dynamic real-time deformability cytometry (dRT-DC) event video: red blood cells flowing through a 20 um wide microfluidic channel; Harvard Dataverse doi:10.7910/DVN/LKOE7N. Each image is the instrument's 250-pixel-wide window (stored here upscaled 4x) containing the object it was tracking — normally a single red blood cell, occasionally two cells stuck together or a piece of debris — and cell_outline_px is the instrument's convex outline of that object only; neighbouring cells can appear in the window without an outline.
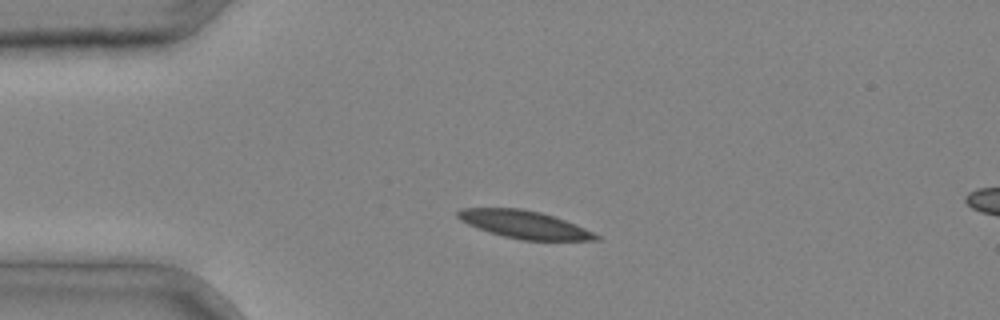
{"species": "common noctule bat (a hibernating species)", "species_latin": "Nyctalus noctula", "temperature_condition": "cold", "stored_images_in_passage": 2, "camera_frame_rate_fps": 3000, "um_per_image_px": 0.085, "animal": {"sex": "male", "body_mass_g": 20.4}, "frame": {"image": 1, "passage_image": 1, "time_ms": 0.0, "image_size_px": [1000, 320], "cell_outline_px": [[600, 240], [520, 240], [488, 232], [468, 224], [460, 220], [456, 216], [456, 212], [460, 208], [520, 208], [540, 212], [564, 220], [584, 228], [600, 236]], "centroid_in_image_um": [44.52, 19.08], "position_along_channel_um": 40.5, "area_um2": 22.14}}